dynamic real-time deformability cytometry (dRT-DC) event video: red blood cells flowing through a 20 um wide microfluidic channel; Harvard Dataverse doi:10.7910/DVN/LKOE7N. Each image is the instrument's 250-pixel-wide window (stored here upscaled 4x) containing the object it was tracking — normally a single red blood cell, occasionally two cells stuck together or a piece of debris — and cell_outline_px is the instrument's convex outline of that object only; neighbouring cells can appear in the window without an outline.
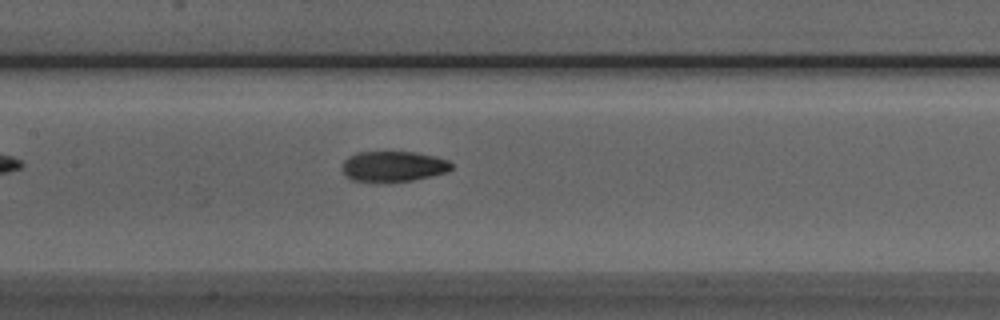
{"species": "Egyptian fruit bat (a non-hibernating species)", "species_latin": "Rousettus aegyptiacus", "temperature_condition": "room temperature", "stored_images_in_passage": 37, "camera_frame_rate_fps": 3000, "um_per_image_px": 0.085, "animal": {"sex": "male"}, "frame": {"image": 1, "passage_image": 14, "time_ms": 4.333, "image_size_px": [1000, 320], "cell_outline_px": [[452, 168], [448, 172], [432, 176], [412, 180], [388, 184], [372, 184], [352, 180], [344, 176], [340, 168], [344, 160], [348, 156], [356, 152], [416, 152], [436, 156], [448, 160], [452, 164]], "centroid_in_image_um": [33.37, 14.18], "position_along_channel_um": 174.0, "area_um2": 20.4}}
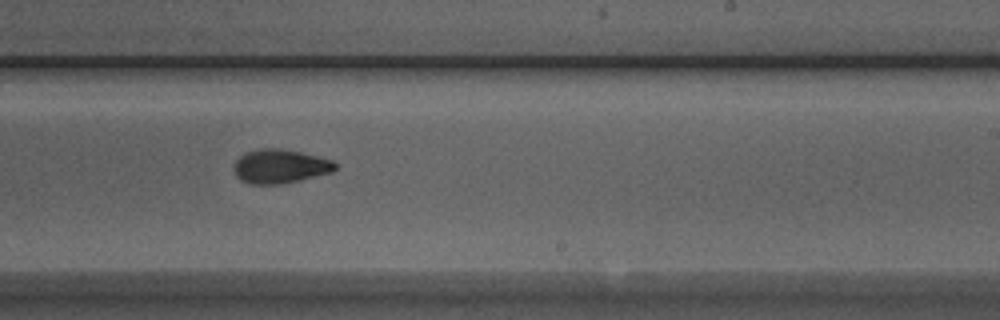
{"frame": {"image": 2, "passage_image": 21, "time_ms": 6.667, "image_size_px": [1000, 320], "cell_outline_px": [[336, 168], [332, 172], [300, 180], [280, 184], [248, 184], [240, 180], [236, 176], [232, 168], [236, 160], [240, 156], [248, 152], [260, 148], [280, 148], [300, 152], [332, 160], [336, 164]], "centroid_in_image_um": [23.77, 14.14], "position_along_channel_um": 265.2, "area_um2": 20.06}}
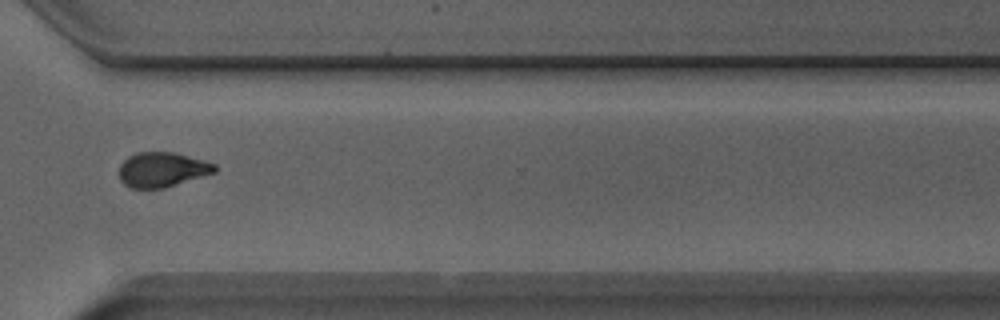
{"frame": {"image": 3, "passage_image": 28, "time_ms": 9.0, "image_size_px": [1000, 320], "cell_outline_px": [[216, 172], [164, 188], [132, 188], [124, 184], [120, 180], [120, 164], [128, 156], [136, 152], [172, 152], [204, 160], [216, 164]], "centroid_in_image_um": [13.78, 14.41], "position_along_channel_um": 356.8, "area_um2": 19.31}}